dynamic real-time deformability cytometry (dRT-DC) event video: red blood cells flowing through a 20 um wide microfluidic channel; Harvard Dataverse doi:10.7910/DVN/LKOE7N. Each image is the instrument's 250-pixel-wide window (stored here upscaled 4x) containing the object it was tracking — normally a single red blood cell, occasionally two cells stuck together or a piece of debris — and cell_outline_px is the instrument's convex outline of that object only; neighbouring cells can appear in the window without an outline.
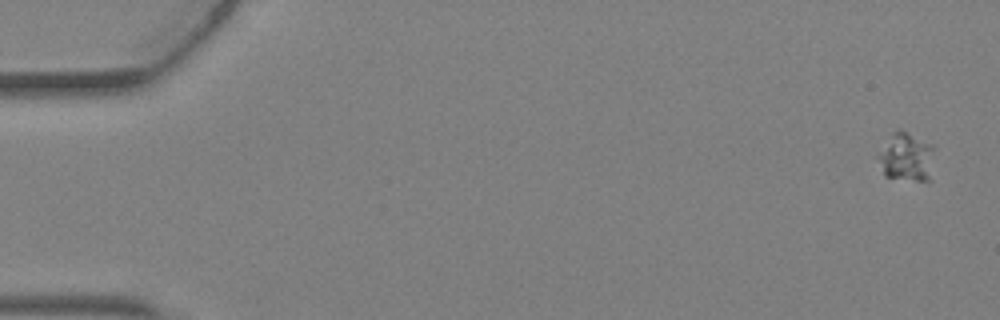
{"species": "Egyptian fruit bat (a non-hibernating species)", "species_latin": "Rousettus aegyptiacus", "temperature_condition": "warm", "stored_images_in_passage": 4, "camera_frame_rate_fps": 3000, "um_per_image_px": 0.085, "animal": {"sex": "female"}, "frame": {"image": 1, "passage_image": 1, "time_ms": 0.0, "image_size_px": [1000, 320], "cell_outline_px": [[936, 148], [928, 180], [916, 180], [884, 176], [876, 156], [892, 132], [904, 132], [936, 144]], "centroid_in_image_um": [77.06, 13.34], "position_along_channel_um": 7.9, "area_um2": 15.84}}